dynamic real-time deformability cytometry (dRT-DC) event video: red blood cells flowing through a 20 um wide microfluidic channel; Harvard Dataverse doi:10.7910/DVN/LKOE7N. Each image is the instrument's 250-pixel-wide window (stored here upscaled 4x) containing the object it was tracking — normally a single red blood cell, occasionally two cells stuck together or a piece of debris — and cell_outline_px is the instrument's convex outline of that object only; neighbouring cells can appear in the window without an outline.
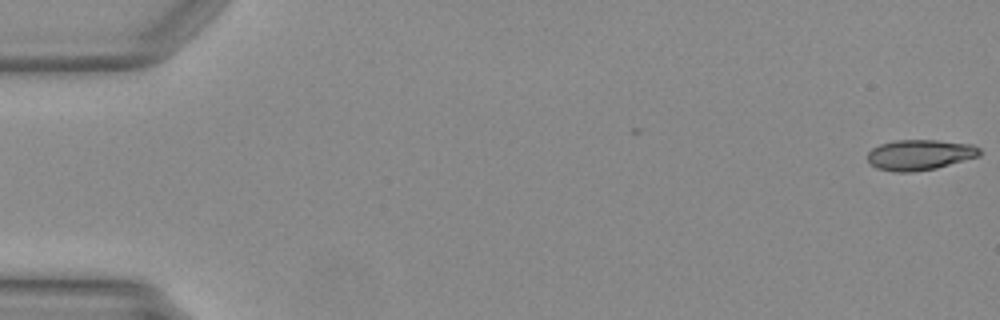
{"species": "Egyptian fruit bat (a non-hibernating species)", "species_latin": "Rousettus aegyptiacus", "temperature_condition": "warm", "stored_images_in_passage": 8, "camera_frame_rate_fps": 3000, "um_per_image_px": 0.085, "animal": {"sex": "female"}, "frame": {"image": 1, "passage_image": 1, "time_ms": 0.0, "image_size_px": [1000, 320], "cell_outline_px": [[980, 156], [936, 168], [912, 172], [892, 172], [876, 168], [868, 160], [868, 152], [872, 148], [880, 144], [896, 140], [936, 140], [972, 144], [980, 148]], "centroid_in_image_um": [78.18, 13.16], "position_along_channel_um": 6.8, "area_um2": 19.94}}